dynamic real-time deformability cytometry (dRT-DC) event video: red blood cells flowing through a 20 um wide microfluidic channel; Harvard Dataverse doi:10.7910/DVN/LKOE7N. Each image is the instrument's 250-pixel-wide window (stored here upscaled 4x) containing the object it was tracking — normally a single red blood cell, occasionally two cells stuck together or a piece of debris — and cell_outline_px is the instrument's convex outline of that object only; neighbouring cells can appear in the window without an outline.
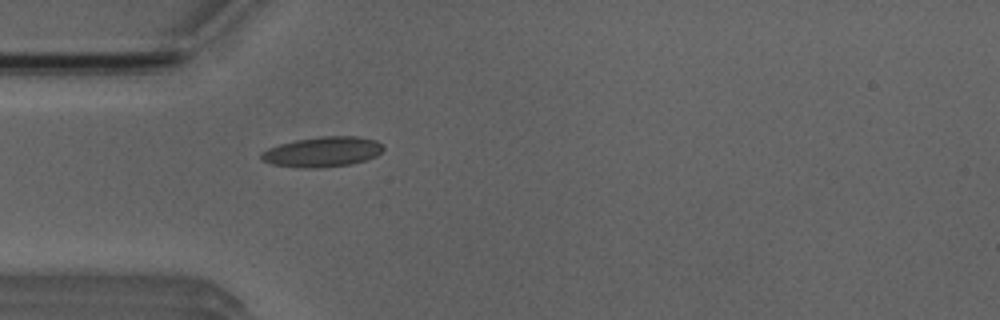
{"species": "Egyptian fruit bat (a non-hibernating species)", "species_latin": "Rousettus aegyptiacus", "temperature_condition": "room temperature", "stored_images_in_passage": 1, "camera_frame_rate_fps": 3000, "um_per_image_px": 0.085, "animal": {"sex": "male"}, "frame": {"image": 1, "passage_image": 1, "time_ms": 0.0, "image_size_px": [1000, 320], "cell_outline_px": [[384, 148], [376, 156], [352, 164], [316, 168], [300, 168], [272, 164], [260, 160], [260, 152], [268, 148], [280, 144], [296, 140], [320, 136], [360, 136], [376, 140]], "centroid_in_image_um": [27.38, 12.9], "position_along_channel_um": 57.6, "area_um2": 21.5}}